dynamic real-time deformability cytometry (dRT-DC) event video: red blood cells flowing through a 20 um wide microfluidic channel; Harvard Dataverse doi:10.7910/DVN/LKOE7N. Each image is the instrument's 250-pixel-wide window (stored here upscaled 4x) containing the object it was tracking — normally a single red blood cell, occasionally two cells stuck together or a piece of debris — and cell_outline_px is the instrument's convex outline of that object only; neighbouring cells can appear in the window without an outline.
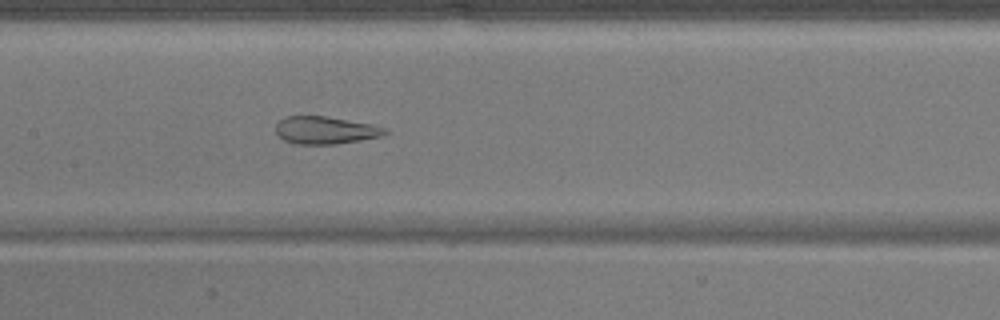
{"species": "common noctule bat (a hibernating species)", "species_latin": "Nyctalus noctula", "temperature_condition": "warm", "stored_images_in_passage": 50, "camera_frame_rate_fps": 3000, "um_per_image_px": 0.085, "animal": {"sex": "male", "body_mass_g": 17.9}, "frame": {"image": 1, "passage_image": 25, "time_ms": 8.0, "image_size_px": [1000, 320], "cell_outline_px": [[392, 132], [380, 136], [360, 140], [336, 144], [296, 144], [284, 140], [276, 132], [276, 124], [284, 116], [328, 116], [372, 124], [384, 128]], "centroid_in_image_um": [27.67, 11.06], "position_along_channel_um": 179.7, "area_um2": 17.57}}
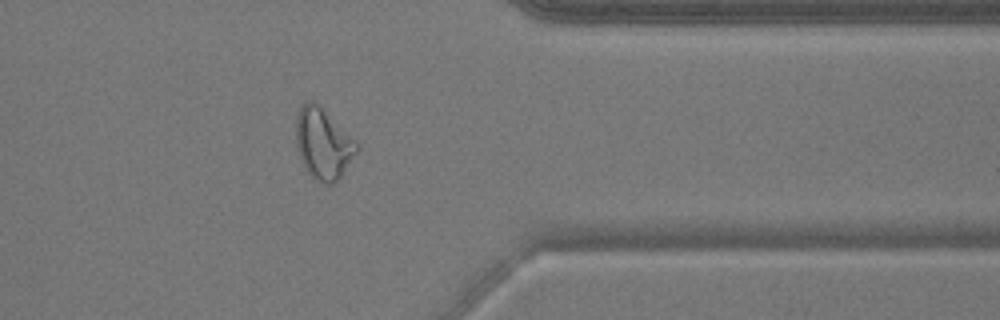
{"frame": {"image": 2, "passage_image": 41, "time_ms": 13.333, "image_size_px": [1000, 320], "cell_outline_px": [[360, 148], [340, 176], [332, 184], [324, 184], [316, 180], [308, 172], [300, 156], [296, 144], [296, 116], [304, 100], [316, 100], [360, 144]], "centroid_in_image_um": [27.48, 12.15], "position_along_channel_um": 383.9, "area_um2": 25.26}}
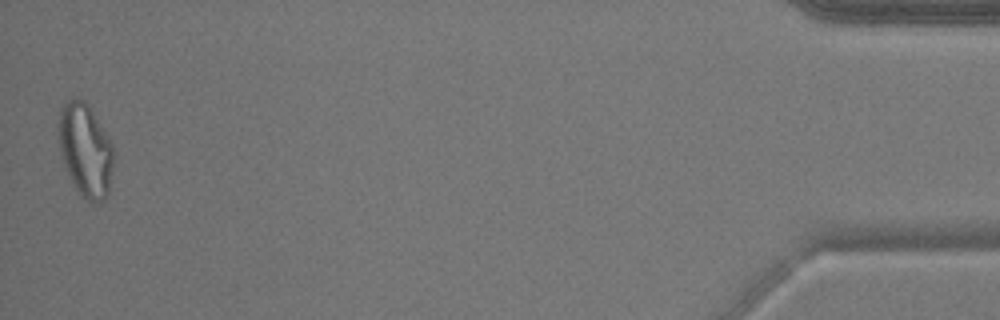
{"frame": {"image": 3, "passage_image": 50, "time_ms": 16.333, "image_size_px": [1000, 320], "cell_outline_px": [[112, 164], [108, 192], [104, 200], [100, 204], [88, 200], [80, 196], [76, 192], [64, 168], [56, 140], [60, 112], [64, 104], [68, 100], [84, 100], [88, 104], [112, 144]], "centroid_in_image_um": [7.2, 12.81], "position_along_channel_um": 428.0, "area_um2": 30.0}}